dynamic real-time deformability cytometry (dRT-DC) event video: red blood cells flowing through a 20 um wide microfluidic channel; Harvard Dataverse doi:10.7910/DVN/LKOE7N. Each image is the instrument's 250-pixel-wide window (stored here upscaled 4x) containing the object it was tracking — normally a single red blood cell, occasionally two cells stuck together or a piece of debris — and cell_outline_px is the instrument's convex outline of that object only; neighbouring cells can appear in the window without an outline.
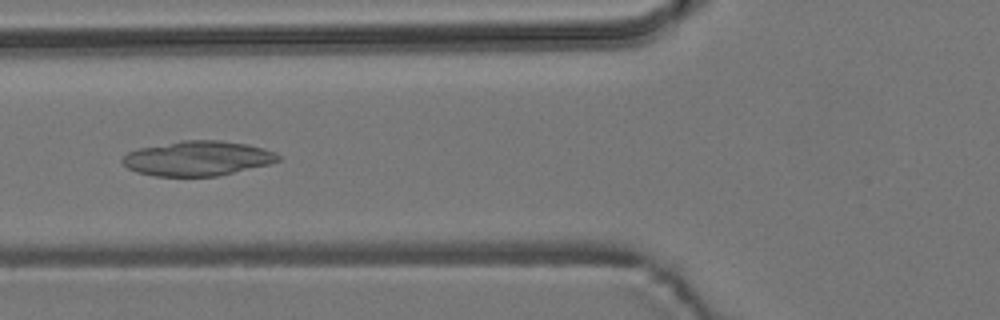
{"species": "common noctule bat (a hibernating species)", "species_latin": "Nyctalus noctula", "temperature_condition": "room temperature", "stored_images_in_passage": 5, "camera_frame_rate_fps": 3000, "um_per_image_px": 0.085, "animal": {"sex": "male", "body_mass_g": 19.2, "forearm_length_mm": 51.8}, "frame": {"image": 1, "passage_image": 5, "time_ms": 4.667, "image_size_px": [1000, 320], "cell_outline_px": [[280, 160], [272, 164], [216, 176], [156, 176], [136, 172], [128, 168], [120, 160], [128, 152], [140, 148], [180, 140], [220, 140], [248, 144], [264, 148], [276, 152], [280, 156]], "centroid_in_image_um": [16.83, 13.46], "position_along_channel_um": 109.0, "area_um2": 31.73}}